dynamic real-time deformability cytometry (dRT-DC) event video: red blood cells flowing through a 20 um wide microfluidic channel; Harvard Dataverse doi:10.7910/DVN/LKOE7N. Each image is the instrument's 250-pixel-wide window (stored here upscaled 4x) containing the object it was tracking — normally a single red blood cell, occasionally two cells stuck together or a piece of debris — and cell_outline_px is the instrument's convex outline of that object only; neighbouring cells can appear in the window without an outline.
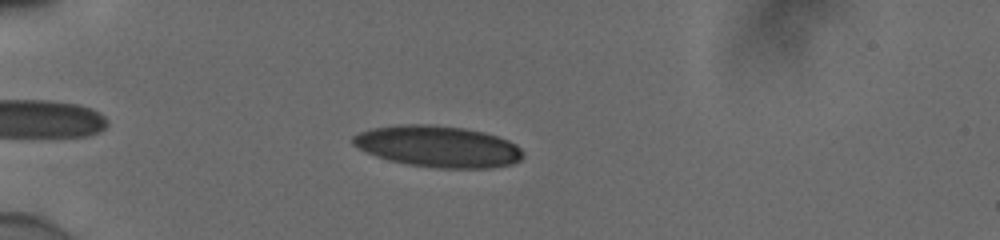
{"species": "human", "species_latin": "Homo sapiens", "temperature_condition": "cold", "stored_images_in_passage": 11, "camera_frame_rate_fps": 3000, "um_per_image_px": 0.085, "donor": {"sex": "male"}, "frame": {"image": 1, "passage_image": 3, "time_ms": 0.667, "image_size_px": [1000, 240], "cell_outline_px": [[524, 156], [520, 160], [512, 164], [492, 168], [436, 168], [408, 164], [388, 160], [376, 156], [352, 144], [352, 136], [360, 132], [372, 128], [400, 124], [428, 124], [464, 128], [484, 132], [508, 140], [516, 144], [524, 152]], "centroid_in_image_um": [37.25, 12.45], "position_along_channel_um": 47.7, "area_um2": 41.1}}
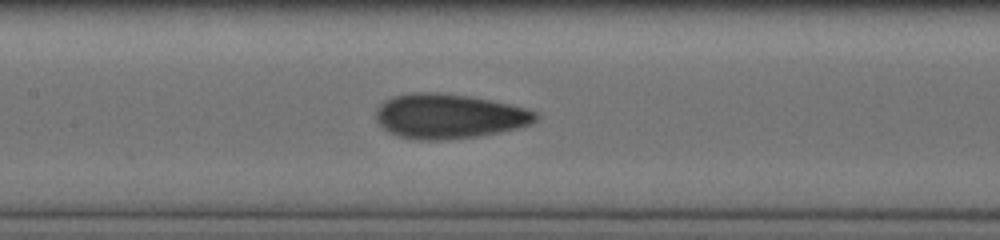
{"frame": {"image": 2, "passage_image": 8, "time_ms": 2.333, "image_size_px": [1000, 240], "cell_outline_px": [[540, 116], [532, 124], [500, 132], [480, 136], [444, 140], [416, 140], [396, 136], [388, 132], [376, 120], [376, 108], [384, 100], [392, 96], [412, 92], [436, 92], [468, 96], [508, 104], [524, 108], [536, 112]], "centroid_in_image_um": [38.12, 9.88], "position_along_channel_um": 169.3, "area_um2": 41.79}}
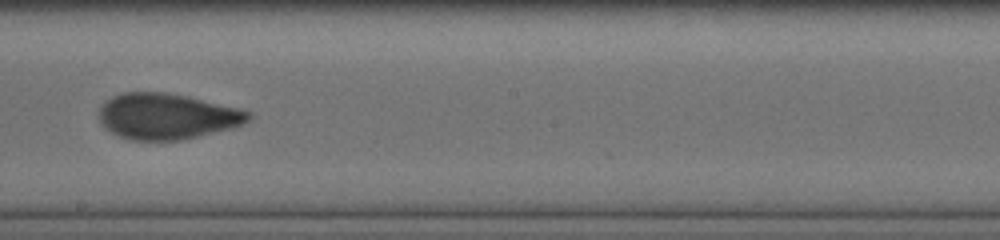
{"frame": {"image": 3, "passage_image": 10, "time_ms": 3.0, "image_size_px": [1000, 240], "cell_outline_px": [[252, 116], [244, 124], [232, 128], [184, 140], [128, 140], [104, 128], [100, 124], [100, 108], [112, 96], [124, 92], [164, 92], [184, 96], [236, 108], [252, 112]], "centroid_in_image_um": [14.18, 9.9], "position_along_channel_um": 234.0, "area_um2": 39.65}}